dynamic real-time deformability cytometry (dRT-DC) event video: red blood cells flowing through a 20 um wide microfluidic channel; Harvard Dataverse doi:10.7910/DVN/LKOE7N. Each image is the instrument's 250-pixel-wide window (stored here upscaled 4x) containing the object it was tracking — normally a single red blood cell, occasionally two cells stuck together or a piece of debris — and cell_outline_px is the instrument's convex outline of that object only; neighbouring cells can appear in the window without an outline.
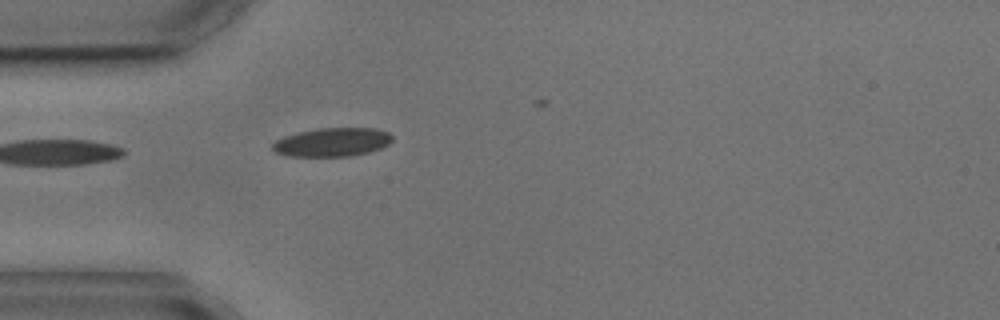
{"species": "common noctule bat (a hibernating species)", "species_latin": "Nyctalus noctula", "temperature_condition": "cold", "stored_images_in_passage": 1, "camera_frame_rate_fps": 3000, "um_per_image_px": 0.085, "animal": {"sex": "male", "body_mass_g": 17.9, "forearm_length_mm": 54.2}, "frame": {"image": 1, "passage_image": 1, "time_ms": 0.0, "image_size_px": [1000, 320], "cell_outline_px": [[392, 140], [388, 144], [380, 148], [368, 152], [348, 156], [288, 156], [276, 152], [272, 148], [272, 144], [276, 140], [284, 136], [316, 128], [376, 128], [388, 132], [392, 136]], "centroid_in_image_um": [28.24, 12.07], "position_along_channel_um": 56.8, "area_um2": 19.88}}